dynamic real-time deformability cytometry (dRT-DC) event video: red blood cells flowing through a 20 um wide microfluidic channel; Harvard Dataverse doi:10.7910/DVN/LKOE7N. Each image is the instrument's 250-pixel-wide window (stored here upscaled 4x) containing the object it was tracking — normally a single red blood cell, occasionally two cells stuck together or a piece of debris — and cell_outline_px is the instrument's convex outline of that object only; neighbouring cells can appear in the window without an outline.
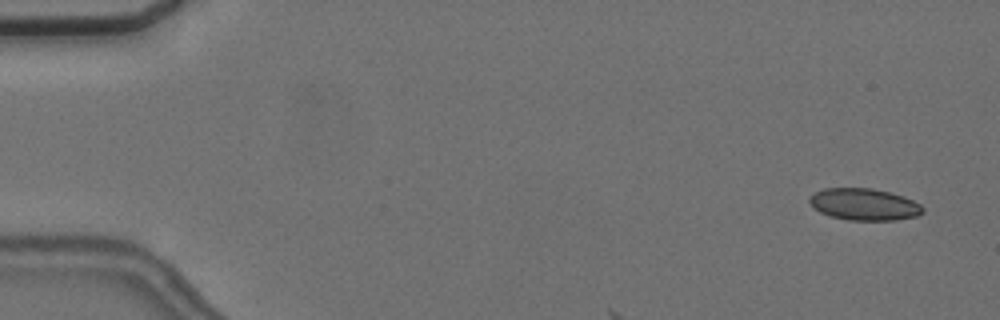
{"species": "common noctule bat (a hibernating species)", "species_latin": "Nyctalus noctula", "temperature_condition": "cold", "stored_images_in_passage": 4, "camera_frame_rate_fps": 3000, "um_per_image_px": 0.085, "animal": {"sex": "female", "body_mass_g": 24.6, "forearm_length_mm": 56.2}, "frame": {"image": 1, "passage_image": 1, "time_ms": 0.0, "image_size_px": [1000, 320], "cell_outline_px": [[924, 212], [916, 216], [896, 220], [848, 220], [832, 216], [820, 212], [812, 208], [808, 200], [816, 192], [824, 188], [872, 188], [904, 196], [920, 204], [924, 208]], "centroid_in_image_um": [73.46, 17.37], "position_along_channel_um": 11.5, "area_um2": 20.98}}